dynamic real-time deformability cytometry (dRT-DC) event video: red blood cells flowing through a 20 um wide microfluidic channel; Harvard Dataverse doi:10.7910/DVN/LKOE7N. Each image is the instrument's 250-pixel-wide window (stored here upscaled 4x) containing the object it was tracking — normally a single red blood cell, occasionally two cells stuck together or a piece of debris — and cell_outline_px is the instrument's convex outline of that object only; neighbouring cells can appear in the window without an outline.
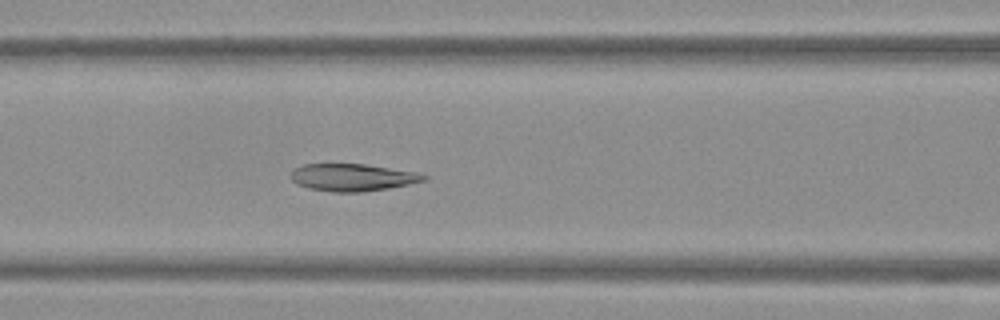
{"species": "Egyptian fruit bat (a non-hibernating species)", "species_latin": "Rousettus aegyptiacus", "temperature_condition": "warm", "stored_images_in_passage": 54, "camera_frame_rate_fps": 3000, "um_per_image_px": 0.085, "frame": {"image": 1, "passage_image": 23, "time_ms": 7.333, "image_size_px": [1000, 320], "cell_outline_px": [[428, 180], [388, 188], [360, 192], [332, 192], [308, 188], [296, 184], [292, 180], [292, 172], [296, 168], [304, 164], [364, 164], [416, 172], [428, 176]], "centroid_in_image_um": [29.97, 15.08], "position_along_channel_um": 136.6, "area_um2": 20.98}}
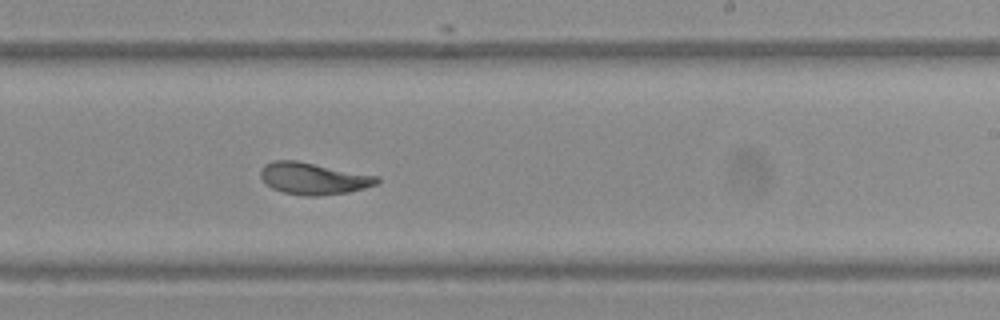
{"frame": {"image": 2, "passage_image": 33, "time_ms": 10.667, "image_size_px": [1000, 320], "cell_outline_px": [[380, 180], [376, 184], [364, 188], [348, 192], [320, 196], [304, 196], [284, 192], [272, 188], [264, 184], [260, 176], [260, 172], [264, 164], [272, 160], [296, 160], [380, 176]], "centroid_in_image_um": [26.62, 15.17], "position_along_channel_um": 262.4, "area_um2": 21.79}}
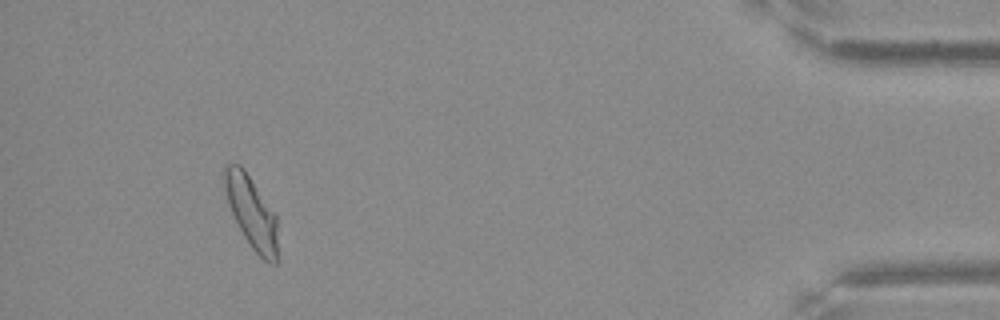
{"frame": {"image": 3, "passage_image": 50, "time_ms": 16.333, "image_size_px": [1000, 320], "cell_outline_px": [[276, 264], [268, 264], [252, 248], [244, 236], [228, 204], [224, 188], [224, 164], [240, 164], [244, 168], [276, 216]], "centroid_in_image_um": [21.35, 18.01], "position_along_channel_um": 413.8, "area_um2": 21.79}, "authors_computed_cell_mechanics": {"area_um2": 22.3108, "velocity_mm_per_s": 3.7693, "shape_relaxation_time_tau1_ms": 4.4687, "shape_relaxation_time_tau2_ms": 0.9731, "deformation_change_tau1": 0.1719, "deformation_change_tau2": 0.0789}}